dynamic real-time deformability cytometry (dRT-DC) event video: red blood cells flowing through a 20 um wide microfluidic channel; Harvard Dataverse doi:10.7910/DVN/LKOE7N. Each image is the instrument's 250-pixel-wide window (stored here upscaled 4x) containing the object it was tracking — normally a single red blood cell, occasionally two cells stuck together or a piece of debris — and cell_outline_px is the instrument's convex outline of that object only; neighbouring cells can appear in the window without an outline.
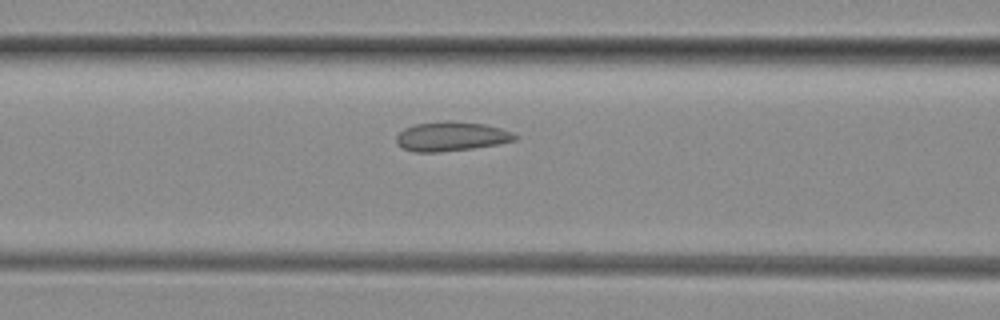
{"species": "common noctule bat (a hibernating species)", "species_latin": "Nyctalus noctula", "temperature_condition": "room temperature", "stored_images_in_passage": 32, "camera_frame_rate_fps": 3000, "um_per_image_px": 0.085, "animal": {"sex": "female", "body_mass_g": 29.2, "forearm_length_mm": 56.3}, "frame": {"image": 1, "passage_image": 8, "time_ms": 2.333, "image_size_px": [1000, 320], "cell_outline_px": [[516, 140], [496, 144], [472, 148], [440, 152], [412, 152], [396, 144], [396, 136], [404, 128], [416, 124], [448, 120], [452, 120], [484, 124], [500, 128], [512, 132], [516, 136]], "centroid_in_image_um": [38.32, 11.59], "position_along_channel_um": 128.3, "area_um2": 20.23}}
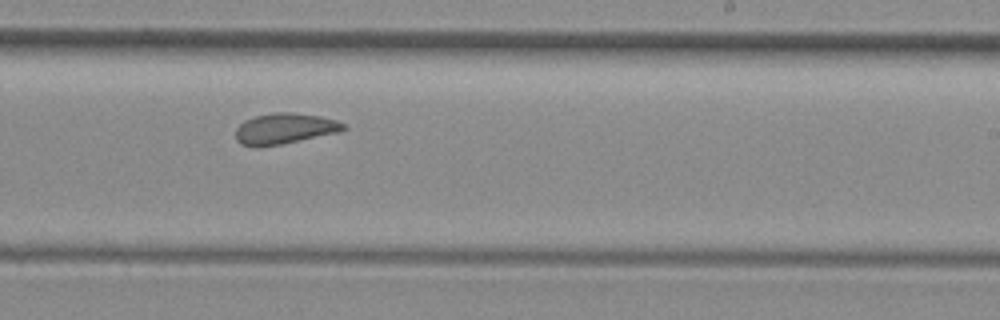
{"frame": {"image": 2, "passage_image": 18, "time_ms": 5.667, "image_size_px": [1000, 320], "cell_outline_px": [[348, 128], [340, 132], [280, 144], [240, 144], [236, 140], [236, 128], [244, 120], [256, 116], [276, 112], [296, 112], [320, 116], [336, 120], [344, 124]], "centroid_in_image_um": [24.25, 10.89], "position_along_channel_um": 264.8, "area_um2": 18.9}}
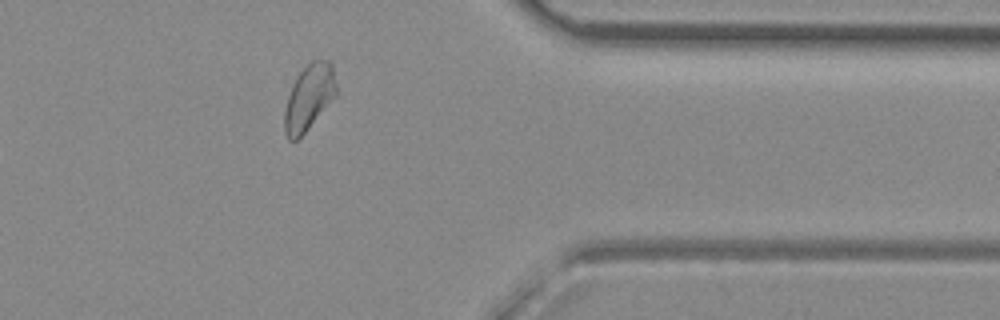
{"frame": {"image": 3, "passage_image": 28, "time_ms": 9.0, "image_size_px": [1000, 320], "cell_outline_px": [[336, 96], [304, 132], [296, 140], [288, 140], [284, 132], [284, 112], [288, 96], [292, 84], [296, 76], [312, 60], [328, 60], [332, 64], [336, 84]], "centroid_in_image_um": [26.25, 8.26], "position_along_channel_um": 385.2, "area_um2": 19.59}, "authors_computed_cell_mechanics": {"area_um2": 19.3052, "velocity_mm_per_s": 4.1078, "shape_relaxation_time_tau1_ms": null, "shape_relaxation_time_tau2_ms": 1.3947, "deformation_change_tau1": null, "deformation_change_tau2": 0.0881}}